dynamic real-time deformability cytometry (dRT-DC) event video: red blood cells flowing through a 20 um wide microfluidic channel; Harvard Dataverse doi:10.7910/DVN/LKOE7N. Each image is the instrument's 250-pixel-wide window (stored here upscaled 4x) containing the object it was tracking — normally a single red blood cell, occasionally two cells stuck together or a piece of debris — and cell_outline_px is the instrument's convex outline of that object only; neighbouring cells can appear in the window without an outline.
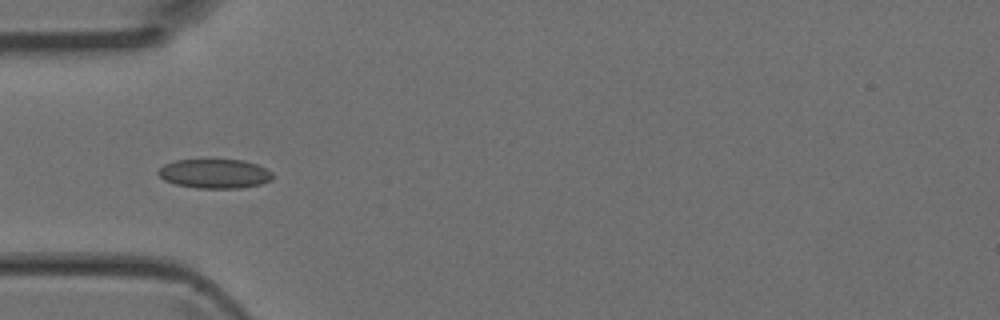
{"species": "Egyptian fruit bat (a non-hibernating species)", "species_latin": "Rousettus aegyptiacus", "temperature_condition": "room temperature", "stored_images_in_passage": 4, "camera_frame_rate_fps": 3000, "um_per_image_px": 0.085, "animal": {"sex": "female"}, "frame": {"image": 1, "passage_image": 4, "time_ms": 1.0, "image_size_px": [1000, 320], "cell_outline_px": [[272, 180], [260, 184], [240, 188], [196, 188], [176, 184], [164, 180], [156, 172], [164, 164], [176, 160], [244, 160], [256, 164], [272, 172]], "centroid_in_image_um": [18.24, 14.76], "position_along_channel_um": 66.8, "area_um2": 19.42}}